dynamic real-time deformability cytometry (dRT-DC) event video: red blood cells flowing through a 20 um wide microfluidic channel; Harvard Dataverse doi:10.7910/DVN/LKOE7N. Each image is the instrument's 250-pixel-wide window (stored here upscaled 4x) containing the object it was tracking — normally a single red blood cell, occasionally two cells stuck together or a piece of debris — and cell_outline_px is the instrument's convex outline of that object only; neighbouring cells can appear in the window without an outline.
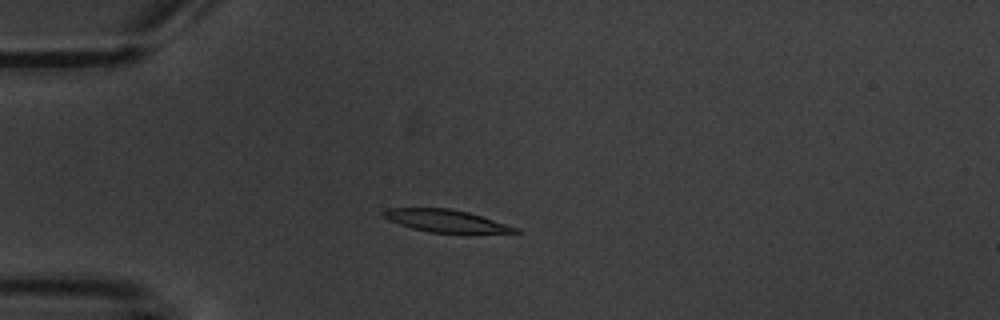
{"species": "common noctule bat (a hibernating species)", "species_latin": "Nyctalus noctula", "temperature_condition": "warm", "stored_images_in_passage": 14, "camera_frame_rate_fps": 3000, "um_per_image_px": 0.085, "animal": {"sex": "male", "body_mass_g": 20.1, "forearm_length_mm": 53.5}, "frame": {"image": 1, "passage_image": 3, "time_ms": 3.333, "image_size_px": [1000, 320], "cell_outline_px": [[520, 232], [428, 232], [412, 228], [388, 220], [380, 216], [380, 212], [384, 208], [448, 208], [468, 212], [520, 228]], "centroid_in_image_um": [37.8, 18.75], "position_along_channel_um": 47.2, "area_um2": 16.99}}
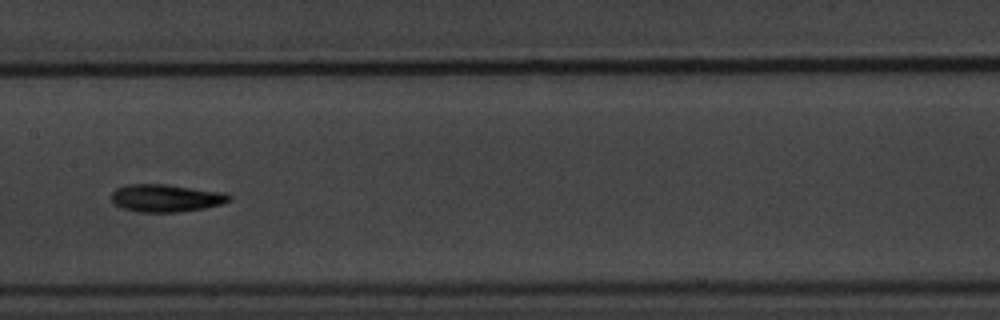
{"frame": {"image": 2, "passage_image": 7, "time_ms": 8.0, "image_size_px": [1000, 320], "cell_outline_px": [[232, 200], [224, 204], [204, 208], [180, 212], [140, 212], [124, 208], [116, 204], [112, 200], [112, 192], [116, 188], [128, 184], [168, 184], [228, 192], [232, 196]], "centroid_in_image_um": [14.21, 16.82], "position_along_channel_um": 193.2, "area_um2": 19.25}}
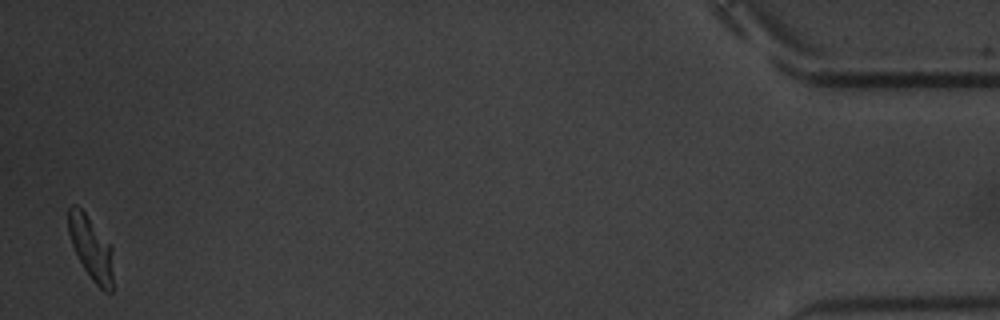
{"frame": {"image": 3, "passage_image": 14, "time_ms": 17.0, "image_size_px": [1000, 320], "cell_outline_px": [[112, 292], [104, 292], [92, 280], [84, 268], [72, 244], [68, 232], [68, 208], [72, 204], [76, 204], [84, 212], [112, 248]], "centroid_in_image_um": [7.73, 21.09], "position_along_channel_um": 427.5, "area_um2": 16.18}, "authors_computed_cell_mechanics": {"area_um2": 17.4845, "velocity_mm_per_s": 3.5379, "shape_relaxation_time_tau1_ms": 3.3914, "shape_relaxation_time_tau2_ms": 4.7331, "deformation_change_tau1": 0.1266, "deformation_change_tau2": 0.1004}}